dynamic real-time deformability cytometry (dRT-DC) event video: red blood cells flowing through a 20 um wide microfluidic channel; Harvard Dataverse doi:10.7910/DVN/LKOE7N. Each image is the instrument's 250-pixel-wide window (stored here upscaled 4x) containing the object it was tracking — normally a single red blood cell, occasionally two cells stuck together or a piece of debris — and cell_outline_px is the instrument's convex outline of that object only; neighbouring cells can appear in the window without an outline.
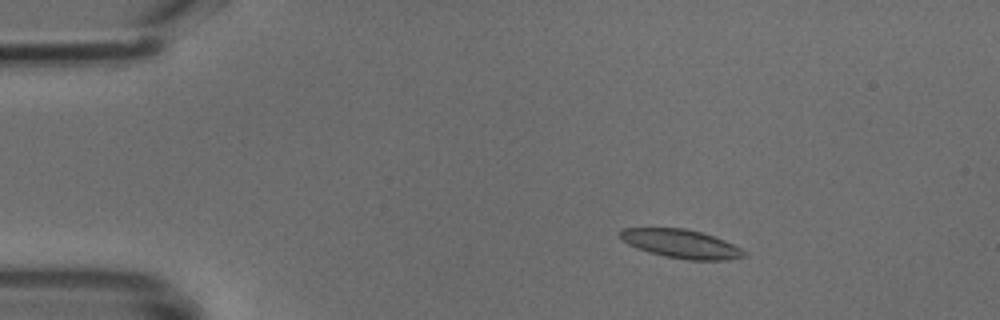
{"species": "common noctule bat (a hibernating species)", "species_latin": "Nyctalus noctula", "temperature_condition": "cold", "stored_images_in_passage": 42, "camera_frame_rate_fps": 3000, "um_per_image_px": 0.085, "animal": {"sex": "male", "body_mass_g": 18.8}, "frame": {"image": 1, "passage_image": 1, "time_ms": 0.0, "image_size_px": [1000, 320], "cell_outline_px": [[744, 256], [728, 260], [688, 260], [664, 256], [648, 252], [628, 244], [620, 240], [616, 232], [620, 228], [684, 228], [700, 232], [724, 240], [740, 248], [744, 252]], "centroid_in_image_um": [57.8, 20.71], "position_along_channel_um": 27.2, "area_um2": 20.69}}
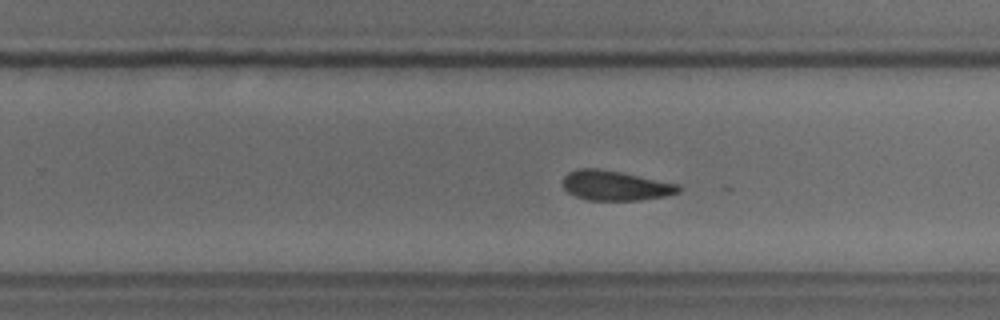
{"frame": {"image": 2, "passage_image": 24, "time_ms": 7.667, "image_size_px": [1000, 320], "cell_outline_px": [[680, 192], [664, 196], [640, 200], [588, 200], [576, 196], [568, 192], [564, 188], [564, 176], [568, 172], [580, 168], [596, 168], [620, 172], [680, 184]], "centroid_in_image_um": [52.31, 15.77], "position_along_channel_um": 277.5, "area_um2": 19.94}}
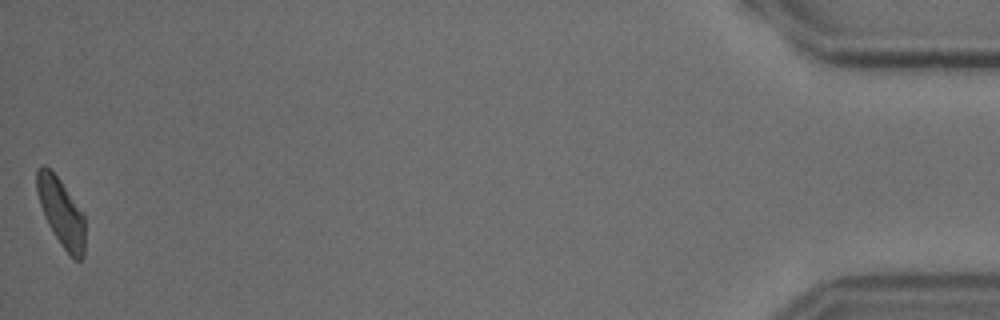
{"frame": {"image": 3, "passage_image": 42, "time_ms": 13.667, "image_size_px": [1000, 320], "cell_outline_px": [[84, 256], [80, 260], [76, 260], [60, 244], [48, 224], [44, 216], [36, 192], [36, 172], [44, 164], [60, 180], [84, 216]], "centroid_in_image_um": [5.18, 18.06], "position_along_channel_um": 430.0, "area_um2": 18.61}}